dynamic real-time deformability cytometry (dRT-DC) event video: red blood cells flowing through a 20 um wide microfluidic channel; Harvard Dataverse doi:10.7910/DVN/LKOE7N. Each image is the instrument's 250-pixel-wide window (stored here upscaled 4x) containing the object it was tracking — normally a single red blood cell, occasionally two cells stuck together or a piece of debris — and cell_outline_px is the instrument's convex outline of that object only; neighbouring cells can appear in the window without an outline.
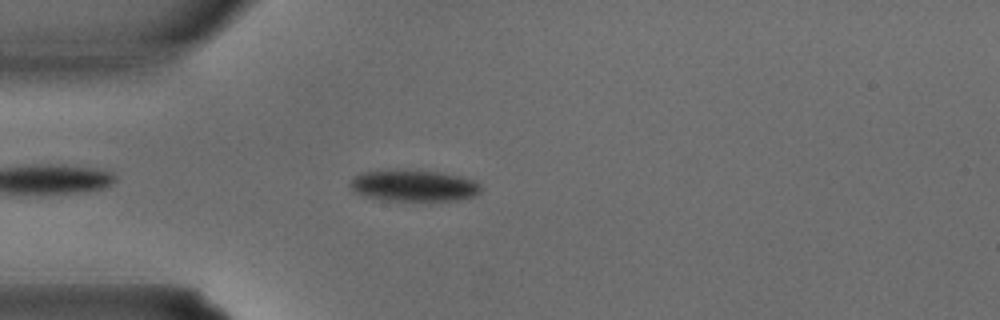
{"species": "common noctule bat (a hibernating species)", "species_latin": "Nyctalus noctula", "temperature_condition": "warm", "stored_images_in_passage": 25, "camera_frame_rate_fps": 3000, "um_per_image_px": 0.085, "animal": {"sex": "male", "body_mass_g": 15.6}, "frame": {"image": 1, "passage_image": 4, "time_ms": 1.0, "image_size_px": [1000, 320], "cell_outline_px": [[484, 188], [480, 192], [472, 196], [456, 200], [384, 200], [360, 196], [352, 192], [348, 184], [352, 176], [364, 172], [404, 168], [440, 172], [460, 176], [476, 180]], "centroid_in_image_um": [35.11, 15.75], "position_along_channel_um": 49.9, "area_um2": 24.62}}
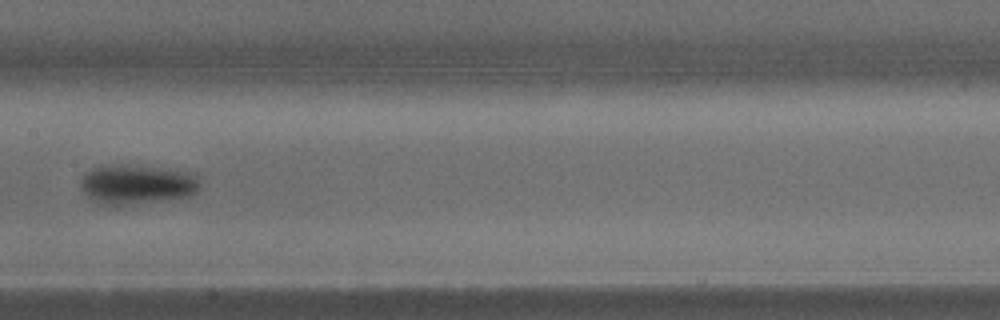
{"frame": {"image": 2, "passage_image": 12, "time_ms": 3.667, "image_size_px": [1000, 320], "cell_outline_px": [[200, 188], [196, 192], [188, 196], [160, 200], [120, 204], [100, 204], [92, 200], [84, 192], [80, 184], [84, 172], [100, 164], [120, 164], [196, 172], [200, 180]], "centroid_in_image_um": [11.64, 15.63], "position_along_channel_um": 195.8, "area_um2": 27.46}}
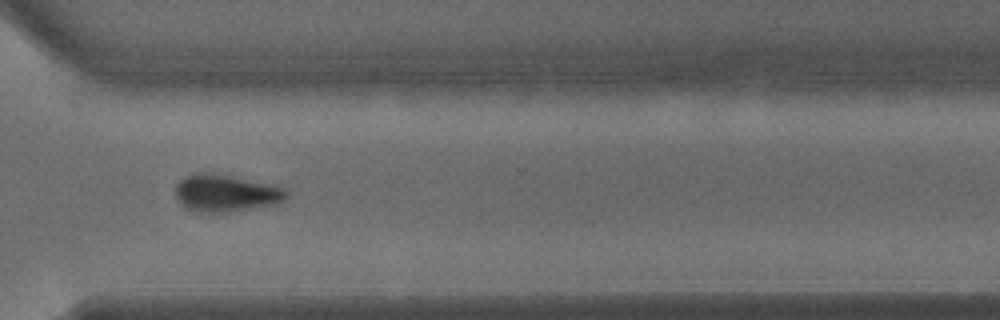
{"frame": {"image": 3, "passage_image": 20, "time_ms": 6.333, "image_size_px": [1000, 320], "cell_outline_px": [[288, 196], [284, 200], [276, 204], [212, 212], [196, 212], [188, 208], [176, 200], [176, 184], [184, 176], [196, 172], [204, 172], [232, 176], [284, 188], [288, 192]], "centroid_in_image_um": [19.13, 16.39], "position_along_channel_um": 351.5, "area_um2": 23.41}}